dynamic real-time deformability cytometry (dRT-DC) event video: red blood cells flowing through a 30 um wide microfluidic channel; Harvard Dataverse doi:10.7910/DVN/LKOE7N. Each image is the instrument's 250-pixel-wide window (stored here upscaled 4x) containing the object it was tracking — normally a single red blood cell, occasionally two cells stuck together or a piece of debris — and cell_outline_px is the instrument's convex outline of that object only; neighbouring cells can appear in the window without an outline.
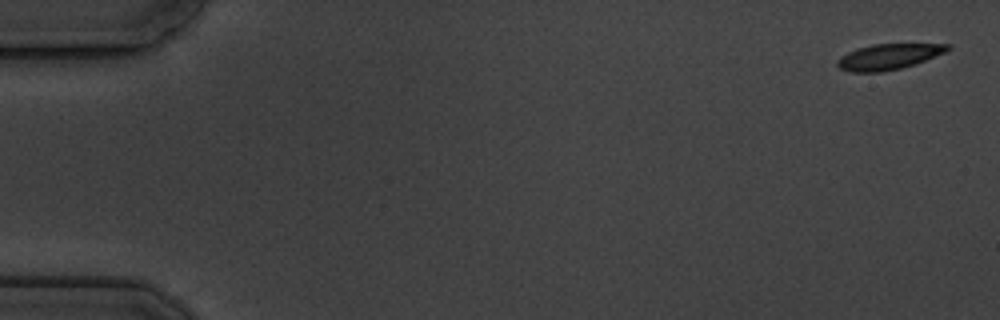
{"species": "common noctule bat (a hibernating species)", "species_latin": "Nyctalus noctula", "temperature_condition": "cold", "stored_images_in_passage": 7, "camera_frame_rate_fps": 3000, "um_per_image_px": 0.085, "animal": {"sex": "male", "body_mass_g": 19.5, "forearm_length_mm": 54.6}, "frame": {"image": 1, "passage_image": 1, "time_ms": 0.0, "image_size_px": [1000, 320], "cell_outline_px": [[952, 48], [944, 52], [916, 64], [900, 68], [880, 72], [848, 72], [840, 68], [836, 64], [840, 56], [856, 48], [872, 44], [952, 44]], "centroid_in_image_um": [75.51, 4.81], "position_along_channel_um": 9.5, "area_um2": 16.47}}
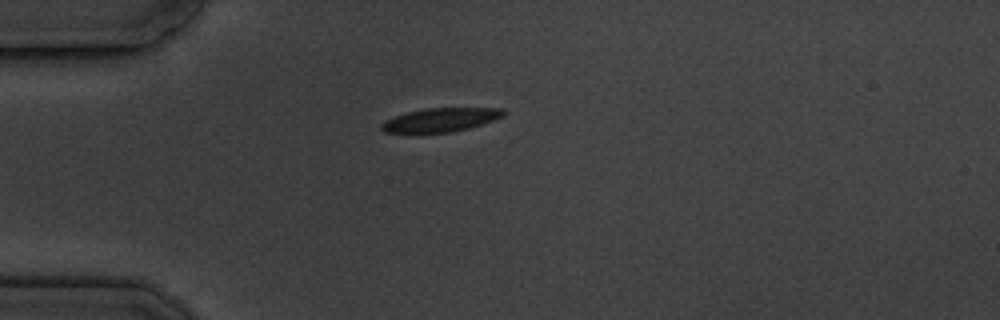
{"frame": {"image": 2, "passage_image": 5, "time_ms": 4.667, "image_size_px": [1000, 320], "cell_outline_px": [[504, 116], [468, 128], [452, 132], [384, 132], [380, 128], [380, 124], [384, 120], [408, 112], [424, 108], [500, 108], [504, 112]], "centroid_in_image_um": [37.41, 10.18], "position_along_channel_um": 47.6, "area_um2": 16.53}}